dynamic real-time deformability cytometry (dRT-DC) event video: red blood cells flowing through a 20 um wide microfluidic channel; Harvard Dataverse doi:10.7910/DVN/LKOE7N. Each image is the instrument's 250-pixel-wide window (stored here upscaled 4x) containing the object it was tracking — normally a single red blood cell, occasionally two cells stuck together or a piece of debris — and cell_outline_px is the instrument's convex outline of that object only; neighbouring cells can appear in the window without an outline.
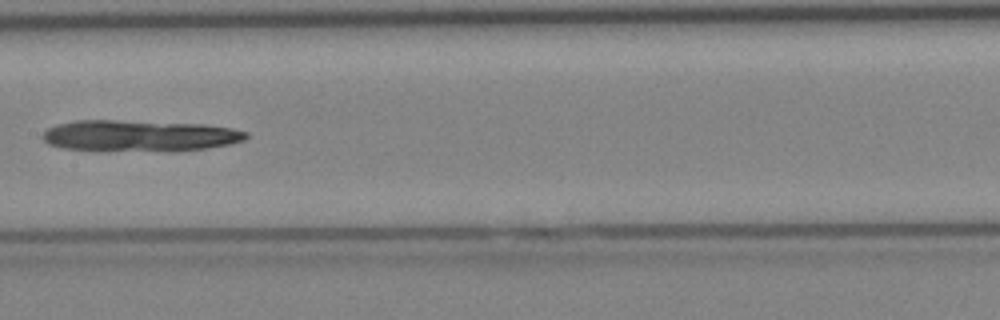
{"species": "Egyptian fruit bat (a non-hibernating species)", "species_latin": "Rousettus aegyptiacus", "temperature_condition": "cold", "stored_images_in_passage": 43, "segment_of_instrument_passage": [1, 2], "camera_frame_rate_fps": 3000, "um_per_image_px": 0.085, "animal": {"sex": "female"}, "frame": {"image": 1, "passage_image": 22, "time_ms": 7.0, "image_size_px": [1000, 320], "cell_outline_px": [[248, 136], [244, 140], [232, 144], [208, 148], [176, 152], [64, 148], [48, 144], [40, 136], [48, 128], [56, 124], [76, 120], [116, 120], [204, 124], [232, 128], [248, 132]], "centroid_in_image_um": [11.91, 11.54], "position_along_channel_um": 195.5, "area_um2": 37.34}}
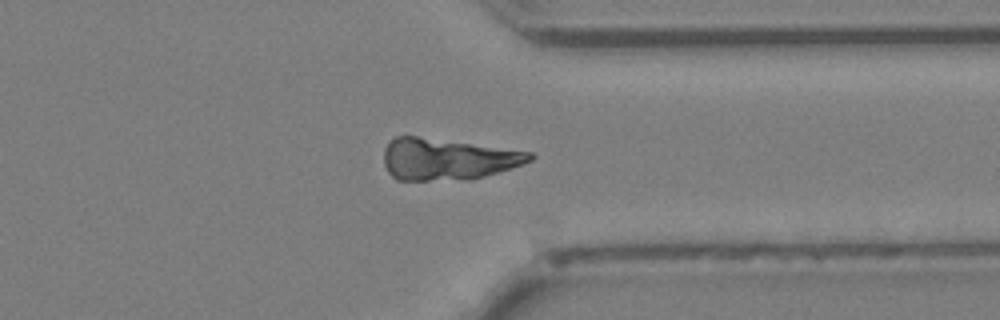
{"frame": {"image": 2, "passage_image": 33, "time_ms": 10.667, "image_size_px": [1000, 320], "cell_outline_px": [[536, 156], [532, 160], [524, 164], [472, 180], [396, 180], [388, 172], [384, 164], [384, 148], [388, 140], [396, 136], [416, 136], [532, 152]], "centroid_in_image_um": [38.01, 13.54], "position_along_channel_um": 373.4, "area_um2": 35.49}}
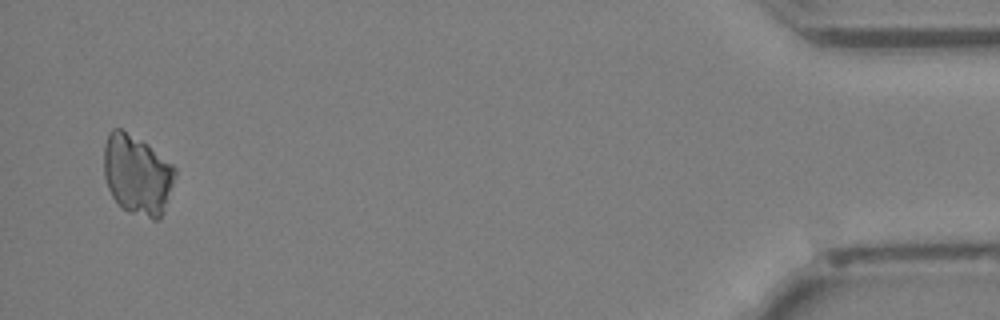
{"frame": {"image": 3, "passage_image": 41, "time_ms": 13.333, "image_size_px": [1000, 320], "cell_outline_px": [[176, 176], [160, 220], [152, 220], [128, 212], [112, 196], [108, 188], [104, 176], [104, 144], [108, 132], [112, 128], [120, 128], [148, 144], [172, 164], [176, 168]], "centroid_in_image_um": [11.66, 14.84], "position_along_channel_um": 423.5, "area_um2": 33.29}}